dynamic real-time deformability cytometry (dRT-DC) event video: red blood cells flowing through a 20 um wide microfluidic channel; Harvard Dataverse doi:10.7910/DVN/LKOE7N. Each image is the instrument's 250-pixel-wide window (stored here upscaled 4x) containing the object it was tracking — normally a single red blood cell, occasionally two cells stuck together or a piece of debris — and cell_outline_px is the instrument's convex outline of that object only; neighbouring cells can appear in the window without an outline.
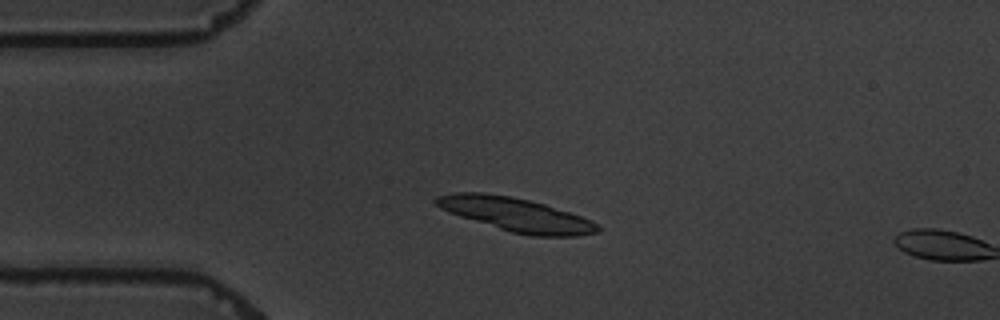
{"species": "common noctule bat (a hibernating species)", "species_latin": "Nyctalus noctula", "temperature_condition": "warm", "stored_images_in_passage": 5, "camera_frame_rate_fps": 3000, "um_per_image_px": 0.085, "animal": {"sex": "male", "body_mass_g": 19.5, "forearm_length_mm": 54.6}, "frame": {"image": 1, "passage_image": 4, "time_ms": 3.667, "image_size_px": [1000, 320], "cell_outline_px": [[600, 232], [580, 236], [528, 236], [512, 232], [460, 216], [448, 212], [440, 208], [432, 200], [436, 196], [456, 192], [480, 192], [512, 196], [544, 204], [580, 216], [600, 224]], "centroid_in_image_um": [43.87, 18.24], "position_along_channel_um": 41.1, "area_um2": 31.62}}